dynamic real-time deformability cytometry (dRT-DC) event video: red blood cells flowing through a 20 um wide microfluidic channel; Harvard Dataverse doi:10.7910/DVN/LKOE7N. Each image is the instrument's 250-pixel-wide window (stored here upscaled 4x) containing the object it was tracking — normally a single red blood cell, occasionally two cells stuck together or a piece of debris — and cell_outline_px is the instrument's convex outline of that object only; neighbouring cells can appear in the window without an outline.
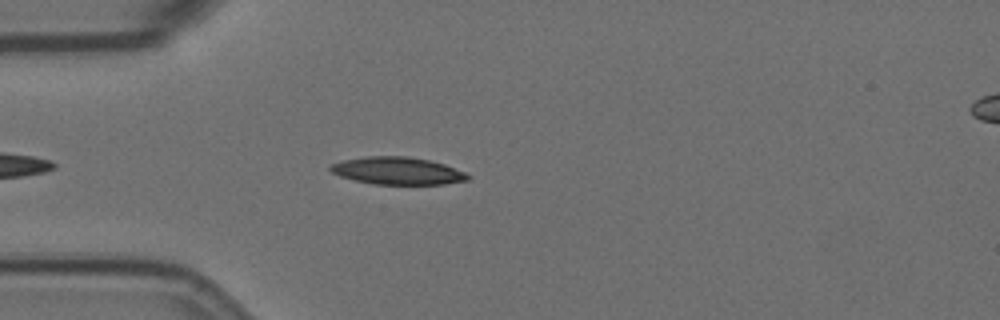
{"species": "Egyptian fruit bat (a non-hibernating species)", "species_latin": "Rousettus aegyptiacus", "temperature_condition": "room temperature", "stored_images_in_passage": 32, "camera_frame_rate_fps": 3000, "um_per_image_px": 0.085, "animal": {"sex": "female"}, "frame": {"image": 1, "passage_image": 6, "time_ms": 1.667, "image_size_px": [1000, 320], "cell_outline_px": [[472, 176], [468, 180], [444, 184], [376, 184], [356, 180], [340, 176], [332, 172], [328, 168], [332, 164], [344, 160], [368, 156], [408, 156], [428, 160], [444, 164], [464, 172]], "centroid_in_image_um": [33.81, 14.52], "position_along_channel_um": 51.2, "area_um2": 21.73}}
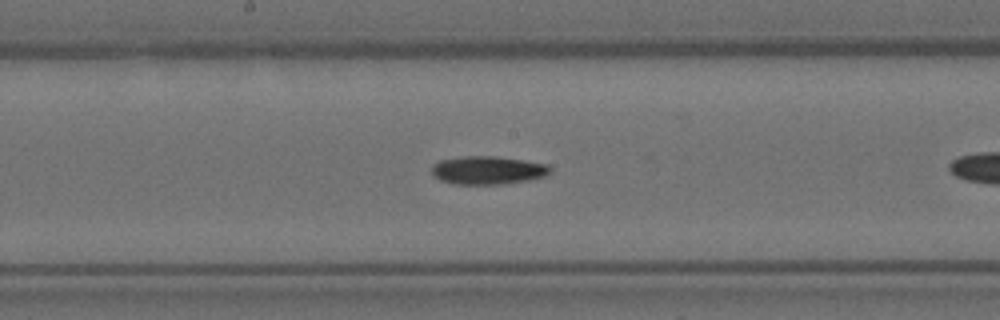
{"frame": {"image": 2, "passage_image": 16, "time_ms": 5.0, "image_size_px": [1000, 320], "cell_outline_px": [[552, 172], [544, 176], [528, 180], [504, 184], [456, 184], [440, 180], [432, 172], [432, 164], [440, 160], [464, 156], [496, 156], [524, 160], [548, 164], [552, 168]], "centroid_in_image_um": [41.5, 14.46], "position_along_channel_um": 206.7, "area_um2": 19.54}}
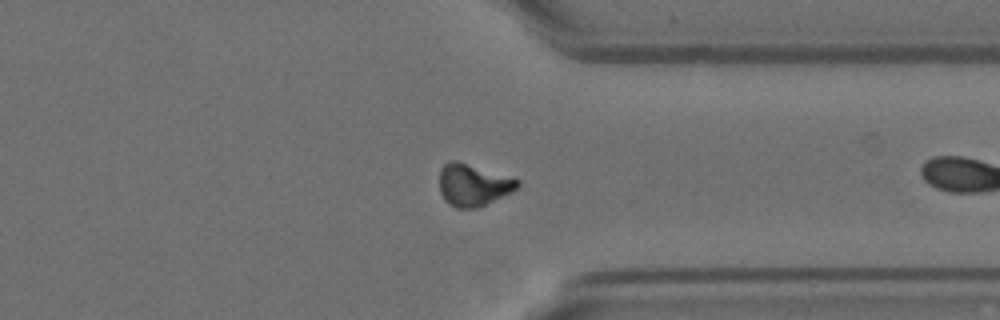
{"frame": {"image": 3, "passage_image": 30, "time_ms": 9.667, "image_size_px": [1000, 320], "cell_outline_px": [[520, 184], [512, 192], [476, 208], [456, 208], [448, 204], [444, 200], [440, 192], [440, 168], [444, 164], [452, 160], [456, 160], [520, 180]], "centroid_in_image_um": [40.19, 15.73], "position_along_channel_um": 371.2, "area_um2": 18.96}}